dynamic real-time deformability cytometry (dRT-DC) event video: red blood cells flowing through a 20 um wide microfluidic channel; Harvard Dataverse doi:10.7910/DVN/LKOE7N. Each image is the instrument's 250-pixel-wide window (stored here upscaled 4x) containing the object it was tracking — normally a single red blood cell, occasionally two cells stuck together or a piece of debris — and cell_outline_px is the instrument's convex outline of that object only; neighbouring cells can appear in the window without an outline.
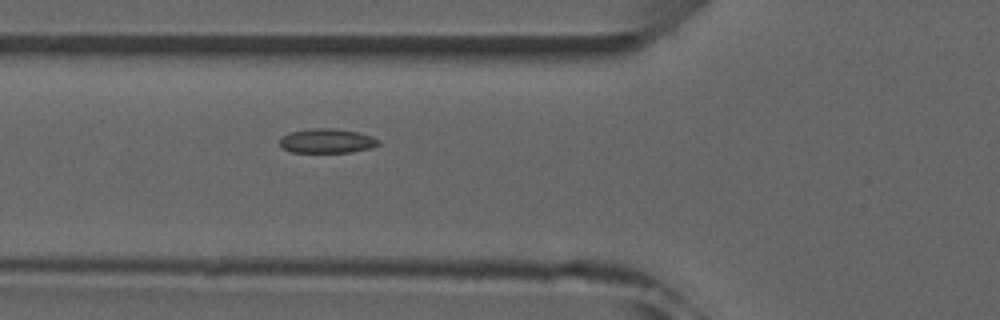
{"species": "common noctule bat (a hibernating species)", "species_latin": "Nyctalus noctula", "temperature_condition": "room temperature", "stored_images_in_passage": 6, "camera_frame_rate_fps": 3000, "um_per_image_px": 0.085, "animal": {"sex": "male", "forearm_length_mm": 52.5}, "frame": {"image": 1, "passage_image": 6, "time_ms": 5.333, "image_size_px": [1000, 320], "cell_outline_px": [[380, 144], [372, 148], [348, 152], [292, 152], [284, 148], [280, 144], [280, 136], [288, 132], [316, 128], [336, 128], [356, 132], [372, 136], [380, 140]], "centroid_in_image_um": [27.8, 11.97], "position_along_channel_um": 98.0, "area_um2": 14.05}}